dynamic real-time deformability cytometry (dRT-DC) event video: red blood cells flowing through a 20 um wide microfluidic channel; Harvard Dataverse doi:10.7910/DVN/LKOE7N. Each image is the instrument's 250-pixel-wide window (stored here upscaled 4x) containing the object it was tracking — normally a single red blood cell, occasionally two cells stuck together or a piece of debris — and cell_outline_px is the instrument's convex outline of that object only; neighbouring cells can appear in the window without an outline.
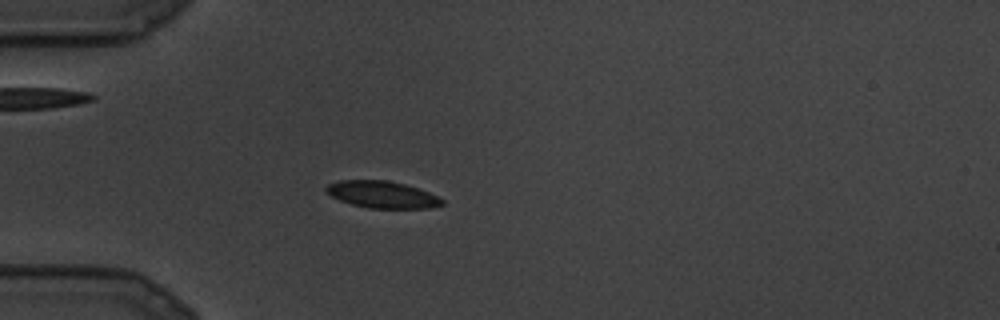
{"species": "common noctule bat (a hibernating species)", "species_latin": "Nyctalus noctula", "temperature_condition": "cold", "stored_images_in_passage": 7, "camera_frame_rate_fps": 3000, "um_per_image_px": 0.085, "animal": {"sex": "male", "body_mass_g": 19.5, "forearm_length_mm": 54.6}, "frame": {"image": 1, "passage_image": 7, "time_ms": 2.0, "image_size_px": [1000, 320], "cell_outline_px": [[444, 204], [428, 208], [368, 208], [352, 204], [340, 200], [324, 192], [324, 188], [328, 184], [336, 180], [388, 180], [404, 184], [428, 192], [444, 200]], "centroid_in_image_um": [32.43, 16.53], "position_along_channel_um": 52.6, "area_um2": 18.15}}